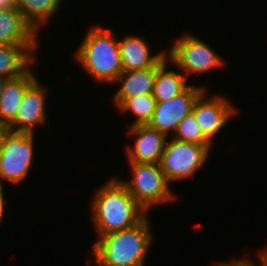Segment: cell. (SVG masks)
Returning <instances> with one entry per match:
<instances>
[{
	"mask_svg": "<svg viewBox=\"0 0 267 266\" xmlns=\"http://www.w3.org/2000/svg\"><path fill=\"white\" fill-rule=\"evenodd\" d=\"M16 6V0H0V9Z\"/></svg>",
	"mask_w": 267,
	"mask_h": 266,
	"instance_id": "cell-22",
	"label": "cell"
},
{
	"mask_svg": "<svg viewBox=\"0 0 267 266\" xmlns=\"http://www.w3.org/2000/svg\"><path fill=\"white\" fill-rule=\"evenodd\" d=\"M37 46L0 44V77L10 79L25 73L35 61Z\"/></svg>",
	"mask_w": 267,
	"mask_h": 266,
	"instance_id": "cell-16",
	"label": "cell"
},
{
	"mask_svg": "<svg viewBox=\"0 0 267 266\" xmlns=\"http://www.w3.org/2000/svg\"><path fill=\"white\" fill-rule=\"evenodd\" d=\"M91 205V219L99 236L132 228L147 216V211L116 178L96 191Z\"/></svg>",
	"mask_w": 267,
	"mask_h": 266,
	"instance_id": "cell-1",
	"label": "cell"
},
{
	"mask_svg": "<svg viewBox=\"0 0 267 266\" xmlns=\"http://www.w3.org/2000/svg\"><path fill=\"white\" fill-rule=\"evenodd\" d=\"M7 78L0 77V99L3 94V90L6 84Z\"/></svg>",
	"mask_w": 267,
	"mask_h": 266,
	"instance_id": "cell-25",
	"label": "cell"
},
{
	"mask_svg": "<svg viewBox=\"0 0 267 266\" xmlns=\"http://www.w3.org/2000/svg\"><path fill=\"white\" fill-rule=\"evenodd\" d=\"M62 0H16V7L25 21L37 33L40 26L48 22L57 12Z\"/></svg>",
	"mask_w": 267,
	"mask_h": 266,
	"instance_id": "cell-18",
	"label": "cell"
},
{
	"mask_svg": "<svg viewBox=\"0 0 267 266\" xmlns=\"http://www.w3.org/2000/svg\"><path fill=\"white\" fill-rule=\"evenodd\" d=\"M173 139L198 145H213L212 142L203 134L200 126L191 112L186 115L178 124Z\"/></svg>",
	"mask_w": 267,
	"mask_h": 266,
	"instance_id": "cell-20",
	"label": "cell"
},
{
	"mask_svg": "<svg viewBox=\"0 0 267 266\" xmlns=\"http://www.w3.org/2000/svg\"><path fill=\"white\" fill-rule=\"evenodd\" d=\"M75 55L96 81L115 83L123 72L119 43L111 29L91 27Z\"/></svg>",
	"mask_w": 267,
	"mask_h": 266,
	"instance_id": "cell-3",
	"label": "cell"
},
{
	"mask_svg": "<svg viewBox=\"0 0 267 266\" xmlns=\"http://www.w3.org/2000/svg\"><path fill=\"white\" fill-rule=\"evenodd\" d=\"M123 71L141 70L155 66L166 54L165 51L151 54L147 41L139 36L127 35L118 39Z\"/></svg>",
	"mask_w": 267,
	"mask_h": 266,
	"instance_id": "cell-14",
	"label": "cell"
},
{
	"mask_svg": "<svg viewBox=\"0 0 267 266\" xmlns=\"http://www.w3.org/2000/svg\"><path fill=\"white\" fill-rule=\"evenodd\" d=\"M3 188H0V221H1V219H2V216L4 215V212H5V209H4V207H5V204H4V202H5V200H4V196H3V190H2ZM1 223V222H0Z\"/></svg>",
	"mask_w": 267,
	"mask_h": 266,
	"instance_id": "cell-23",
	"label": "cell"
},
{
	"mask_svg": "<svg viewBox=\"0 0 267 266\" xmlns=\"http://www.w3.org/2000/svg\"><path fill=\"white\" fill-rule=\"evenodd\" d=\"M157 101L152 94L137 95L124 100L119 106L121 112L131 111L136 119L132 126L147 125L156 108Z\"/></svg>",
	"mask_w": 267,
	"mask_h": 266,
	"instance_id": "cell-19",
	"label": "cell"
},
{
	"mask_svg": "<svg viewBox=\"0 0 267 266\" xmlns=\"http://www.w3.org/2000/svg\"><path fill=\"white\" fill-rule=\"evenodd\" d=\"M129 131L136 137L133 148L127 147L129 162L159 163L167 136L148 125L131 126Z\"/></svg>",
	"mask_w": 267,
	"mask_h": 266,
	"instance_id": "cell-11",
	"label": "cell"
},
{
	"mask_svg": "<svg viewBox=\"0 0 267 266\" xmlns=\"http://www.w3.org/2000/svg\"><path fill=\"white\" fill-rule=\"evenodd\" d=\"M220 266H262V265H256L254 262H252L251 260H247V259H239V260H233L231 262H227V263H219Z\"/></svg>",
	"mask_w": 267,
	"mask_h": 266,
	"instance_id": "cell-21",
	"label": "cell"
},
{
	"mask_svg": "<svg viewBox=\"0 0 267 266\" xmlns=\"http://www.w3.org/2000/svg\"><path fill=\"white\" fill-rule=\"evenodd\" d=\"M5 130L6 128L0 125V139Z\"/></svg>",
	"mask_w": 267,
	"mask_h": 266,
	"instance_id": "cell-26",
	"label": "cell"
},
{
	"mask_svg": "<svg viewBox=\"0 0 267 266\" xmlns=\"http://www.w3.org/2000/svg\"><path fill=\"white\" fill-rule=\"evenodd\" d=\"M205 92L195 101L192 113L203 134L212 142L213 137L225 127L237 110L224 96H213L209 99L205 98Z\"/></svg>",
	"mask_w": 267,
	"mask_h": 266,
	"instance_id": "cell-9",
	"label": "cell"
},
{
	"mask_svg": "<svg viewBox=\"0 0 267 266\" xmlns=\"http://www.w3.org/2000/svg\"><path fill=\"white\" fill-rule=\"evenodd\" d=\"M129 163L133 177L130 181L120 182L145 211L153 205L174 199L170 184L159 163Z\"/></svg>",
	"mask_w": 267,
	"mask_h": 266,
	"instance_id": "cell-4",
	"label": "cell"
},
{
	"mask_svg": "<svg viewBox=\"0 0 267 266\" xmlns=\"http://www.w3.org/2000/svg\"><path fill=\"white\" fill-rule=\"evenodd\" d=\"M166 54L155 66L141 70L123 71L115 83L121 87L114 95V104L118 107L124 100L137 95L152 94L157 68L167 59Z\"/></svg>",
	"mask_w": 267,
	"mask_h": 266,
	"instance_id": "cell-13",
	"label": "cell"
},
{
	"mask_svg": "<svg viewBox=\"0 0 267 266\" xmlns=\"http://www.w3.org/2000/svg\"><path fill=\"white\" fill-rule=\"evenodd\" d=\"M259 259H261V265L262 266H267V248L263 249L262 251L259 252Z\"/></svg>",
	"mask_w": 267,
	"mask_h": 266,
	"instance_id": "cell-24",
	"label": "cell"
},
{
	"mask_svg": "<svg viewBox=\"0 0 267 266\" xmlns=\"http://www.w3.org/2000/svg\"><path fill=\"white\" fill-rule=\"evenodd\" d=\"M168 54V61H172L183 74L186 73V77L190 73L211 71L224 63L208 44L193 35H184L176 40Z\"/></svg>",
	"mask_w": 267,
	"mask_h": 266,
	"instance_id": "cell-7",
	"label": "cell"
},
{
	"mask_svg": "<svg viewBox=\"0 0 267 266\" xmlns=\"http://www.w3.org/2000/svg\"><path fill=\"white\" fill-rule=\"evenodd\" d=\"M152 235L146 216L132 228L99 236L93 244L95 263L98 266H144Z\"/></svg>",
	"mask_w": 267,
	"mask_h": 266,
	"instance_id": "cell-2",
	"label": "cell"
},
{
	"mask_svg": "<svg viewBox=\"0 0 267 266\" xmlns=\"http://www.w3.org/2000/svg\"><path fill=\"white\" fill-rule=\"evenodd\" d=\"M36 37L16 6L0 9V44L37 45Z\"/></svg>",
	"mask_w": 267,
	"mask_h": 266,
	"instance_id": "cell-12",
	"label": "cell"
},
{
	"mask_svg": "<svg viewBox=\"0 0 267 266\" xmlns=\"http://www.w3.org/2000/svg\"><path fill=\"white\" fill-rule=\"evenodd\" d=\"M212 145H198L180 140L165 143L159 165L168 182L190 177L207 161Z\"/></svg>",
	"mask_w": 267,
	"mask_h": 266,
	"instance_id": "cell-6",
	"label": "cell"
},
{
	"mask_svg": "<svg viewBox=\"0 0 267 266\" xmlns=\"http://www.w3.org/2000/svg\"><path fill=\"white\" fill-rule=\"evenodd\" d=\"M168 58L157 68L152 96L157 102L167 101L183 92L189 85L186 76L175 70H167Z\"/></svg>",
	"mask_w": 267,
	"mask_h": 266,
	"instance_id": "cell-17",
	"label": "cell"
},
{
	"mask_svg": "<svg viewBox=\"0 0 267 266\" xmlns=\"http://www.w3.org/2000/svg\"><path fill=\"white\" fill-rule=\"evenodd\" d=\"M34 134L5 130L0 139L1 180L20 183L30 171L34 155Z\"/></svg>",
	"mask_w": 267,
	"mask_h": 266,
	"instance_id": "cell-5",
	"label": "cell"
},
{
	"mask_svg": "<svg viewBox=\"0 0 267 266\" xmlns=\"http://www.w3.org/2000/svg\"><path fill=\"white\" fill-rule=\"evenodd\" d=\"M30 69L20 76L6 81L0 99V125L5 128L15 120L26 89L37 79Z\"/></svg>",
	"mask_w": 267,
	"mask_h": 266,
	"instance_id": "cell-15",
	"label": "cell"
},
{
	"mask_svg": "<svg viewBox=\"0 0 267 266\" xmlns=\"http://www.w3.org/2000/svg\"><path fill=\"white\" fill-rule=\"evenodd\" d=\"M204 91L203 87L191 85L173 98L157 102L147 125L169 137V132L175 133L180 121L192 112L195 101Z\"/></svg>",
	"mask_w": 267,
	"mask_h": 266,
	"instance_id": "cell-8",
	"label": "cell"
},
{
	"mask_svg": "<svg viewBox=\"0 0 267 266\" xmlns=\"http://www.w3.org/2000/svg\"><path fill=\"white\" fill-rule=\"evenodd\" d=\"M36 79L25 91L15 120L6 128L12 132L34 133V126L43 124L46 120V92Z\"/></svg>",
	"mask_w": 267,
	"mask_h": 266,
	"instance_id": "cell-10",
	"label": "cell"
}]
</instances>
